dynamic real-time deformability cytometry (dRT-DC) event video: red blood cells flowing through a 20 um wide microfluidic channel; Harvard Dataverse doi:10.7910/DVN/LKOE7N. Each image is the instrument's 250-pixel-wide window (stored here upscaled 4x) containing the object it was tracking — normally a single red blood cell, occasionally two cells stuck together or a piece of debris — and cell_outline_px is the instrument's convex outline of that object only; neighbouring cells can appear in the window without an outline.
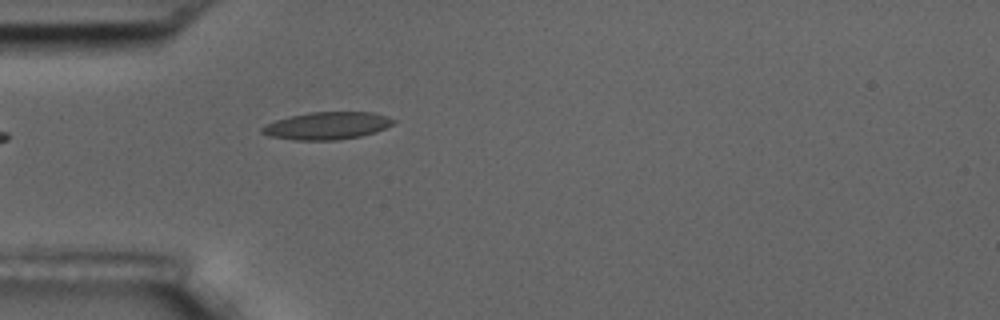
{"species": "common noctule bat (a hibernating species)", "species_latin": "Nyctalus noctula", "temperature_condition": "room temperature", "stored_images_in_passage": 5, "camera_frame_rate_fps": 3000, "um_per_image_px": 0.085, "animal": {"sex": "male", "body_mass_g": 17.5, "forearm_length_mm": 52.3}, "frame": {"image": 1, "passage_image": 5, "time_ms": 4.667, "image_size_px": [1000, 320], "cell_outline_px": [[396, 120], [392, 124], [376, 132], [360, 136], [336, 140], [296, 140], [268, 136], [260, 132], [260, 128], [276, 120], [288, 116], [308, 112], [372, 112], [388, 116]], "centroid_in_image_um": [27.78, 10.68], "position_along_channel_um": 57.2, "area_um2": 21.04}}